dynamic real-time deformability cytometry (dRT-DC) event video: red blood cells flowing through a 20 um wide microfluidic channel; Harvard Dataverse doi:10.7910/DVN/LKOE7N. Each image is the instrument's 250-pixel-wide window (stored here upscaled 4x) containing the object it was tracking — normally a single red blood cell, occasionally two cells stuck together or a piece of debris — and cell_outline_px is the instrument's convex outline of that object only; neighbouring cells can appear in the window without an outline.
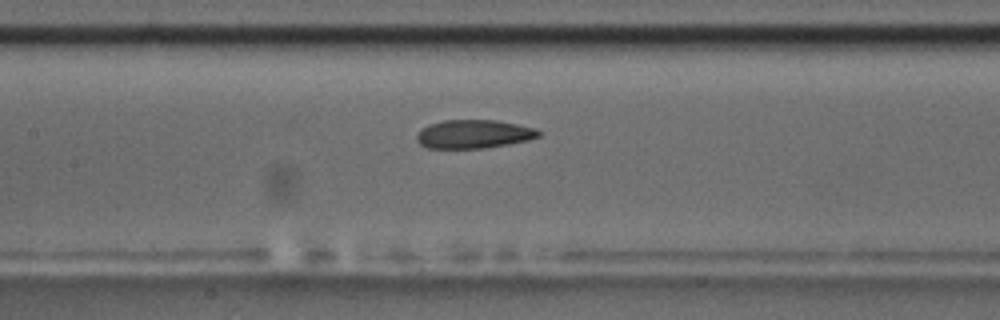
{"species": "common noctule bat (a hibernating species)", "species_latin": "Nyctalus noctula", "temperature_condition": "room temperature", "stored_images_in_passage": 29, "camera_frame_rate_fps": 3000, "um_per_image_px": 0.085, "animal": {"sex": "male", "body_mass_g": 17.5, "forearm_length_mm": 52.3}, "frame": {"image": 1, "passage_image": 9, "time_ms": 2.667, "image_size_px": [1000, 320], "cell_outline_px": [[540, 136], [528, 140], [508, 144], [484, 148], [428, 148], [420, 144], [416, 140], [416, 136], [420, 128], [428, 124], [444, 120], [496, 120], [536, 128], [540, 132]], "centroid_in_image_um": [40.24, 11.39], "position_along_channel_um": 167.2, "area_um2": 20.35}, "authors_computed_cell_mechanics": {"area_um2": 20.9236, "velocity_mm_per_s": 3.7078, "shape_relaxation_time_tau1_ms": null, "shape_relaxation_time_tau2_ms": 2.3006, "deformation_change_tau1": null, "deformation_change_tau2": 0.0888}}